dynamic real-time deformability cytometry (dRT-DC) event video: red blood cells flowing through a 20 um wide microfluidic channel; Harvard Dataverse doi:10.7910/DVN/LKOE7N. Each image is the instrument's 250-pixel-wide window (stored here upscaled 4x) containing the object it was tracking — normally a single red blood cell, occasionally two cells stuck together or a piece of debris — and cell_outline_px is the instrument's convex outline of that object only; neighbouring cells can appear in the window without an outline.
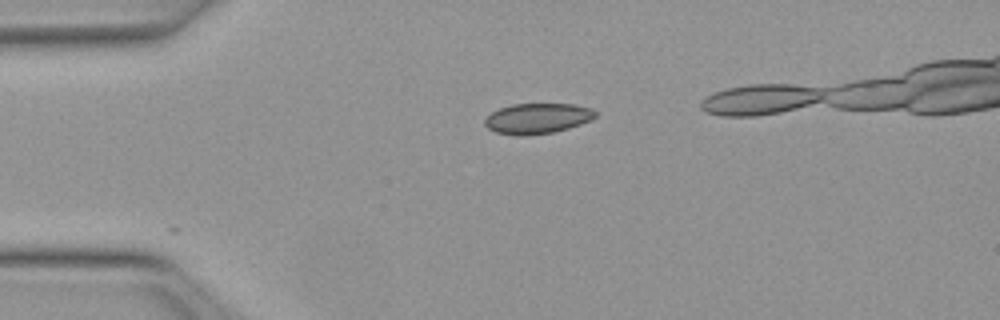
{"species": "Egyptian fruit bat (a non-hibernating species)", "species_latin": "Rousettus aegyptiacus", "temperature_condition": "warm", "stored_images_in_passage": 10, "camera_frame_rate_fps": 3000, "um_per_image_px": 0.085, "animal": {"sex": "female"}, "frame": {"image": 1, "passage_image": 1, "time_ms": 0.0, "image_size_px": [1000, 320], "cell_outline_px": [[596, 116], [592, 120], [568, 128], [552, 132], [524, 136], [516, 136], [496, 132], [488, 128], [484, 124], [484, 120], [492, 112], [500, 108], [512, 104], [572, 104], [592, 108], [596, 112]], "centroid_in_image_um": [45.68, 10.07], "position_along_channel_um": 39.3, "area_um2": 19.59}}
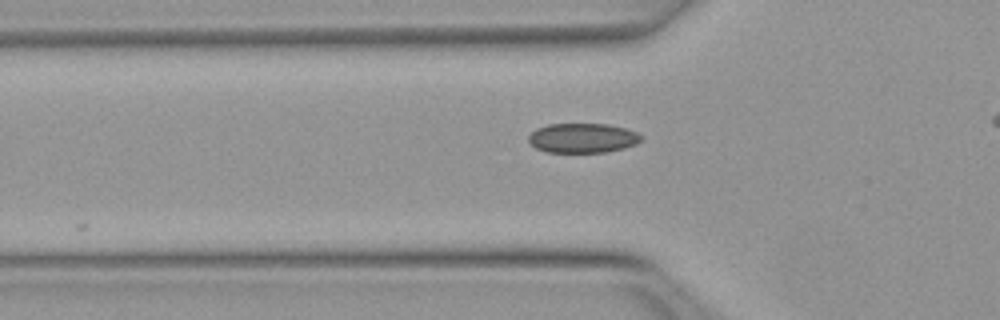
{"frame": {"image": 2, "passage_image": 6, "time_ms": 1.667, "image_size_px": [1000, 320], "cell_outline_px": [[644, 136], [636, 144], [624, 148], [604, 152], [544, 152], [536, 148], [528, 140], [528, 136], [536, 128], [548, 124], [608, 124], [624, 128], [636, 132]], "centroid_in_image_um": [49.51, 11.73], "position_along_channel_um": 76.3, "area_um2": 19.42}}
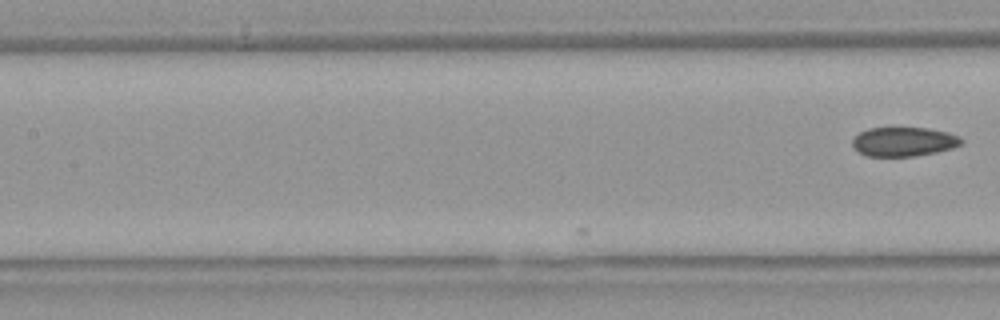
{"frame": {"image": 3, "passage_image": 10, "time_ms": 3.0, "image_size_px": [1000, 320], "cell_outline_px": [[964, 140], [960, 144], [952, 148], [936, 152], [916, 156], [864, 156], [852, 148], [852, 140], [860, 132], [868, 128], [928, 128], [948, 132], [960, 136]], "centroid_in_image_um": [76.8, 12.05], "position_along_channel_um": 130.6, "area_um2": 18.67}}